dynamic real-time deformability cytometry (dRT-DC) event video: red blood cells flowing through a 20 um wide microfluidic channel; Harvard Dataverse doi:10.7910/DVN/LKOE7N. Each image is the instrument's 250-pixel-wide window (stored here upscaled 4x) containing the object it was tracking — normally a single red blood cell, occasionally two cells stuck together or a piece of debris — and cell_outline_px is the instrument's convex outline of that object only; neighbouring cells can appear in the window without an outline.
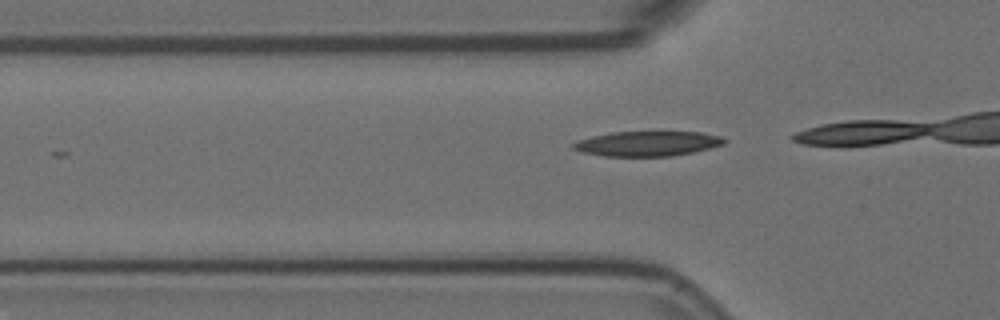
{"species": "Egyptian fruit bat (a non-hibernating species)", "species_latin": "Rousettus aegyptiacus", "temperature_condition": "room temperature", "stored_images_in_passage": 9, "camera_frame_rate_fps": 3000, "um_per_image_px": 0.085, "animal": {"sex": "female"}, "frame": {"image": 1, "passage_image": 7, "time_ms": 2.0, "image_size_px": [1000, 320], "cell_outline_px": [[728, 140], [724, 144], [692, 152], [668, 156], [604, 156], [584, 152], [572, 148], [572, 144], [576, 140], [592, 136], [612, 132], [700, 132], [720, 136]], "centroid_in_image_um": [55.01, 12.2], "position_along_channel_um": 70.8, "area_um2": 21.73}}